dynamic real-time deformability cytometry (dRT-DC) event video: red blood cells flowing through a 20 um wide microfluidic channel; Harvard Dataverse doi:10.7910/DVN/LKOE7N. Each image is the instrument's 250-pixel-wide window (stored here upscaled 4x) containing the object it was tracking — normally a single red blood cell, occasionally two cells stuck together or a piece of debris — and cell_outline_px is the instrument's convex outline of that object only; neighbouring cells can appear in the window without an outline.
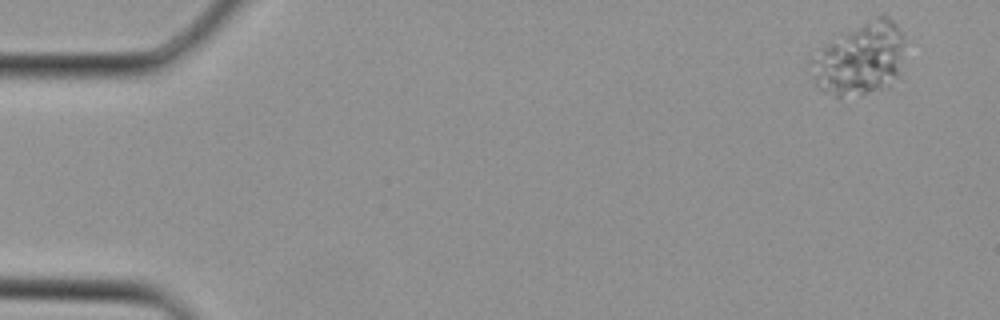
{"species": "Egyptian fruit bat (a non-hibernating species)", "species_latin": "Rousettus aegyptiacus", "temperature_condition": "cold", "stored_images_in_passage": 3, "camera_frame_rate_fps": 3000, "um_per_image_px": 0.085, "animal": {"sex": "female"}, "frame": {"image": 1, "passage_image": 1, "time_ms": 0.0, "image_size_px": [1000, 320], "cell_outline_px": [[904, 40], [900, 76], [892, 88], [860, 96], [836, 96], [820, 88], [816, 84], [812, 76], [808, 64], [808, 60], [820, 48], [840, 32], [880, 12], [884, 12], [904, 32]], "centroid_in_image_um": [73.14, 4.97], "position_along_channel_um": 11.9, "area_um2": 41.44}}